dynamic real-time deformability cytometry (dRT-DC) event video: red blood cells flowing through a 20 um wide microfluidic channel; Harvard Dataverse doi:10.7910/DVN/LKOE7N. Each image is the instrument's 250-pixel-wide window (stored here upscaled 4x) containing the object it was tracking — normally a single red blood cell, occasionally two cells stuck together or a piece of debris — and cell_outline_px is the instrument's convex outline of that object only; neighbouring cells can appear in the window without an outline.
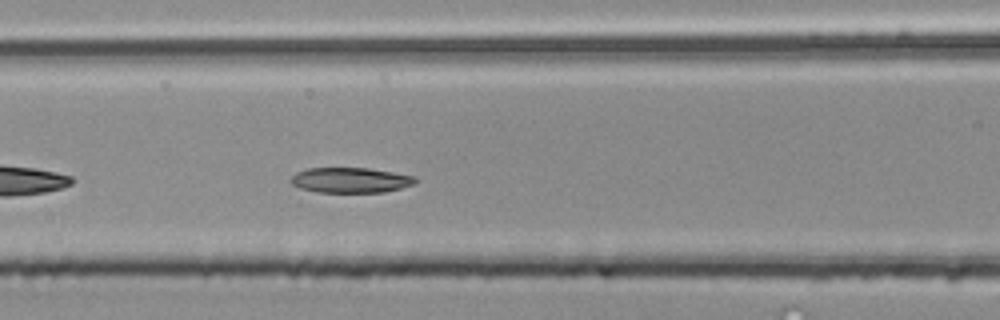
{"species": "common noctule bat (a hibernating species)", "species_latin": "Nyctalus noctula", "temperature_condition": "room temperature", "stored_images_in_passage": 27, "camera_frame_rate_fps": 3000, "um_per_image_px": 0.085, "animal": {"sex": "male", "body_mass_g": 20.4}, "frame": {"image": 1, "passage_image": 8, "time_ms": 2.333, "image_size_px": [1000, 320], "cell_outline_px": [[416, 184], [384, 192], [316, 192], [300, 188], [292, 184], [292, 176], [296, 172], [308, 168], [368, 168], [416, 176]], "centroid_in_image_um": [29.81, 15.31], "position_along_channel_um": 136.8, "area_um2": 18.26}}
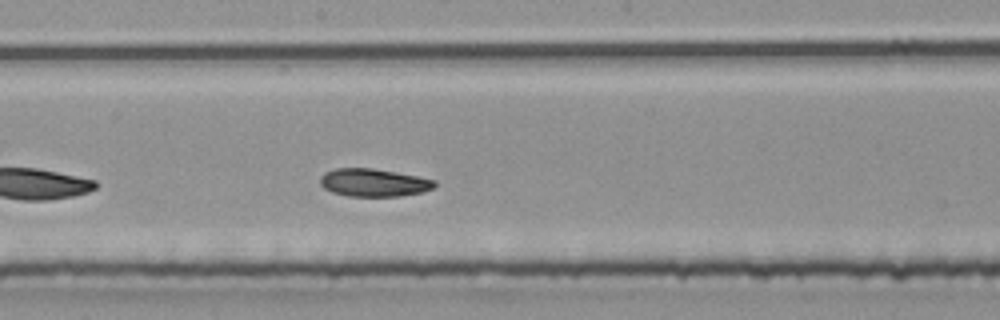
{"frame": {"image": 2, "passage_image": 14, "time_ms": 4.333, "image_size_px": [1000, 320], "cell_outline_px": [[436, 184], [432, 188], [424, 192], [400, 196], [348, 196], [332, 192], [324, 188], [320, 184], [320, 176], [324, 172], [336, 168], [372, 168], [416, 176], [436, 180]], "centroid_in_image_um": [31.74, 15.52], "position_along_channel_um": 216.5, "area_um2": 18.55}}
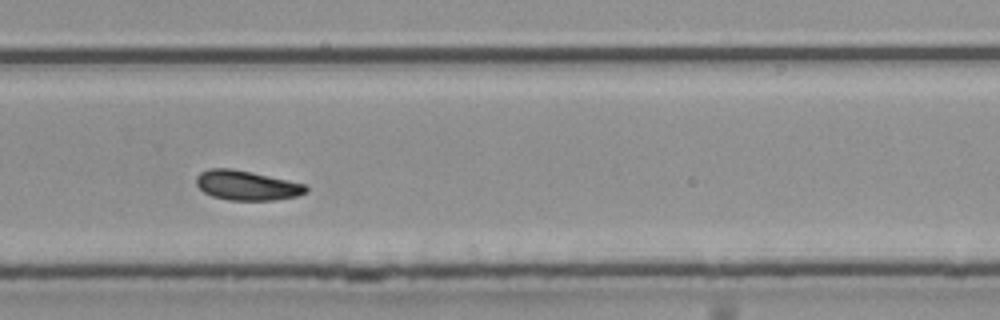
{"frame": {"image": 3, "passage_image": 21, "time_ms": 6.667, "image_size_px": [1000, 320], "cell_outline_px": [[308, 192], [296, 196], [276, 200], [228, 200], [212, 196], [204, 192], [196, 184], [196, 176], [200, 172], [208, 168], [228, 168], [248, 172], [304, 184], [308, 188]], "centroid_in_image_um": [20.93, 15.77], "position_along_channel_um": 308.9, "area_um2": 18.67}, "authors_computed_cell_mechanics": {"area_um2": 18.785, "velocity_mm_per_s": 3.9852, "shape_relaxation_time_tau1_ms": null, "shape_relaxation_time_tau2_ms": 5.8794, "deformation_change_tau1": null, "deformation_change_tau2": 0.1101}}